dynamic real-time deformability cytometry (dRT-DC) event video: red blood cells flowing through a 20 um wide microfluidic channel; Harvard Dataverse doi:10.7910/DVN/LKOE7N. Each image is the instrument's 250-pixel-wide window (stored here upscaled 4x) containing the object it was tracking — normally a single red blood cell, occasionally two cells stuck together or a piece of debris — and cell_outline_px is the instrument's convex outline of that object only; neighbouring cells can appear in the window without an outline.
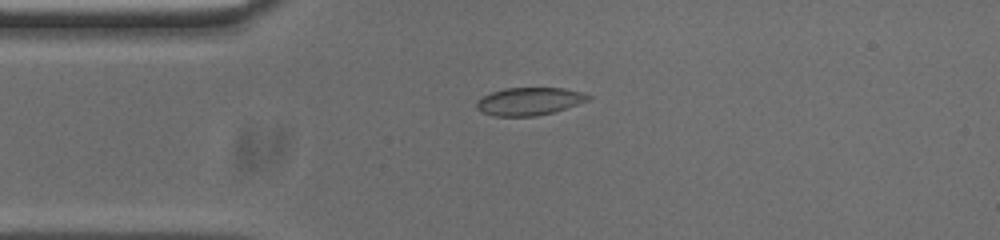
{"species": "common noctule bat (a hibernating species)", "species_latin": "Nyctalus noctula", "temperature_condition": "cold", "stored_images_in_passage": 54, "camera_frame_rate_fps": 3000, "um_per_image_px": 0.085, "animal": {"sex": "male", "body_mass_g": 20.0, "forearm_length_mm": 53.3}, "frame": {"image": 1, "passage_image": 12, "time_ms": 3.667, "image_size_px": [1000, 240], "cell_outline_px": [[592, 96], [588, 100], [552, 112], [536, 116], [492, 116], [480, 112], [476, 108], [476, 100], [492, 92], [504, 88], [564, 88], [584, 92]], "centroid_in_image_um": [44.95, 8.61], "position_along_channel_um": 40.1, "area_um2": 18.03}}
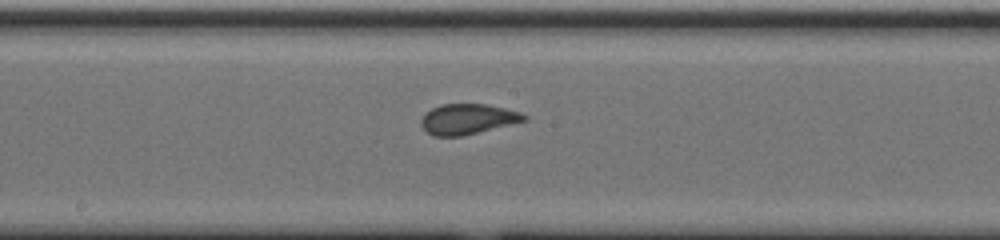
{"frame": {"image": 2, "passage_image": 27, "time_ms": 8.667, "image_size_px": [1000, 240], "cell_outline_px": [[528, 120], [460, 136], [432, 136], [420, 124], [420, 120], [424, 112], [440, 104], [484, 104], [504, 108], [520, 112], [528, 116]], "centroid_in_image_um": [39.72, 10.11], "position_along_channel_um": 208.5, "area_um2": 18.15}}
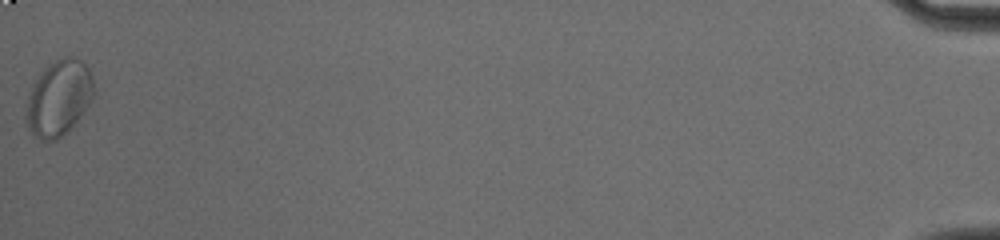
{"frame": {"image": 3, "passage_image": 54, "time_ms": 17.667, "image_size_px": [1000, 240], "cell_outline_px": [[96, 92], [92, 100], [68, 132], [56, 140], [40, 140], [28, 128], [24, 120], [24, 116], [28, 96], [32, 84], [44, 68], [56, 60], [68, 56], [76, 56], [88, 68], [92, 76], [96, 88]], "centroid_in_image_um": [5.0, 8.33], "position_along_channel_um": 430.2, "area_um2": 30.17}}